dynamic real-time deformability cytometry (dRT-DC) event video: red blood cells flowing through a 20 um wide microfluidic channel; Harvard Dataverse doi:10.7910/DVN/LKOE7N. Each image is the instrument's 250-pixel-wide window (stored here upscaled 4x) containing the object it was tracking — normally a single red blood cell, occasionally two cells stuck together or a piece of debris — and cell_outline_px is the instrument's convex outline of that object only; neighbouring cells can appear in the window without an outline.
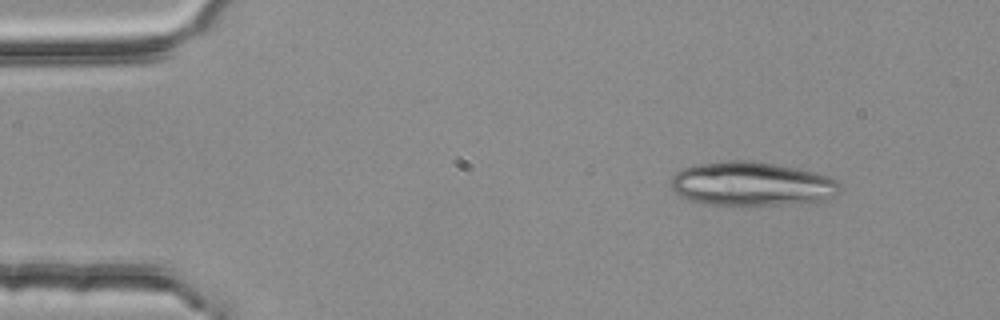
{"species": "common noctule bat (a hibernating species)", "species_latin": "Nyctalus noctula", "temperature_condition": "room temperature", "stored_images_in_passage": 48, "camera_frame_rate_fps": 3000, "um_per_image_px": 0.085, "animal": {"sex": "female", "body_mass_g": 25.1}, "frame": {"image": 1, "passage_image": 1, "time_ms": 0.0, "image_size_px": [1000, 320], "cell_outline_px": [[840, 192], [824, 200], [780, 204], [712, 204], [692, 200], [680, 196], [672, 188], [672, 176], [680, 168], [692, 164], [728, 160], [752, 160], [776, 164], [796, 168], [828, 176], [836, 180], [840, 184]], "centroid_in_image_um": [63.87, 15.59], "position_along_channel_um": 21.1, "area_um2": 42.95}}
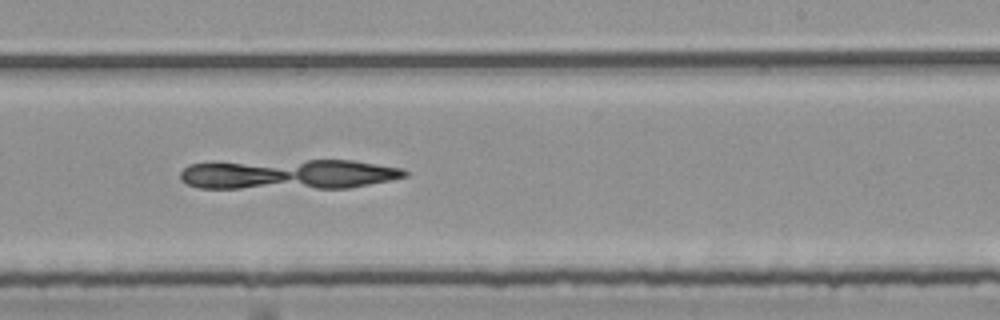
{"frame": {"image": 2, "passage_image": 27, "time_ms": 8.667, "image_size_px": [1000, 320], "cell_outline_px": [[408, 176], [348, 188], [200, 188], [188, 184], [180, 180], [180, 172], [188, 164], [308, 160], [352, 160], [404, 168], [408, 172]], "centroid_in_image_um": [24.57, 14.82], "position_along_channel_um": 264.4, "area_um2": 39.02}}
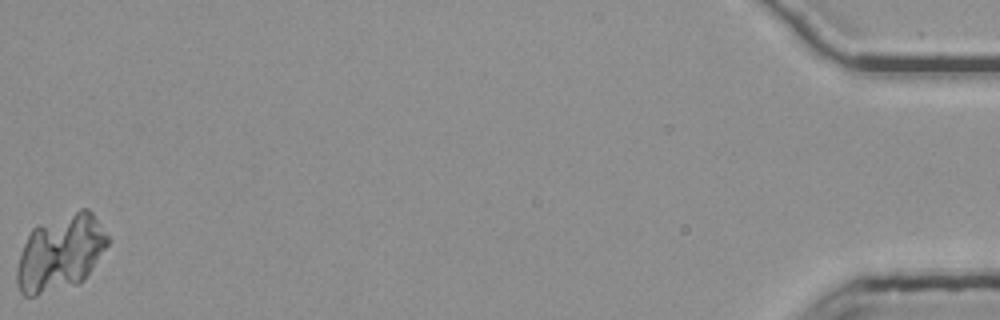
{"frame": {"image": 3, "passage_image": 48, "time_ms": 15.667, "image_size_px": [1000, 320], "cell_outline_px": [[112, 240], [84, 280], [76, 284], [36, 296], [24, 296], [20, 292], [16, 280], [16, 268], [24, 244], [32, 228], [40, 224], [80, 208], [88, 208], [92, 212]], "centroid_in_image_um": [5.16, 21.48], "position_along_channel_um": 430.0, "area_um2": 40.46}}